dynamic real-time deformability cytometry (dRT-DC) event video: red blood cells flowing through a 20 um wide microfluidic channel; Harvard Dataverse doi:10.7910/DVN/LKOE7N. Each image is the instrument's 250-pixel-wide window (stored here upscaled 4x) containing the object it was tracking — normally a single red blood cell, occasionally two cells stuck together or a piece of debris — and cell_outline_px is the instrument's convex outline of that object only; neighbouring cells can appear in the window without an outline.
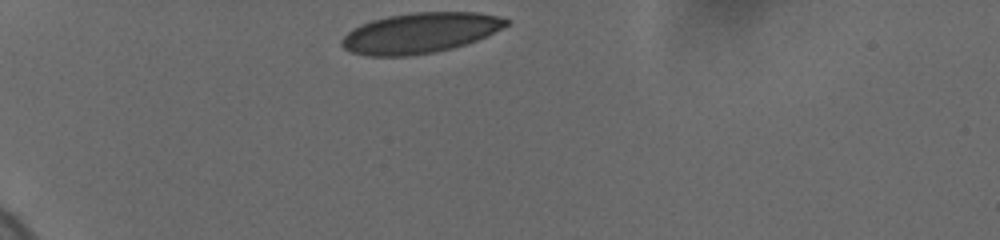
{"species": "human", "species_latin": "Homo sapiens", "temperature_condition": "cold", "stored_images_in_passage": 8, "camera_frame_rate_fps": 3000, "um_per_image_px": 0.085, "donor": {"sex": "female"}, "frame": {"image": 1, "passage_image": 1, "time_ms": 0.0, "image_size_px": [1000, 240], "cell_outline_px": [[508, 24], [476, 40], [452, 48], [436, 52], [408, 56], [368, 56], [352, 52], [344, 48], [340, 44], [340, 40], [352, 28], [360, 24], [372, 20], [388, 16], [412, 12], [480, 12], [496, 16], [508, 20]], "centroid_in_image_um": [35.64, 2.8], "position_along_channel_um": 49.4, "area_um2": 38.44}}
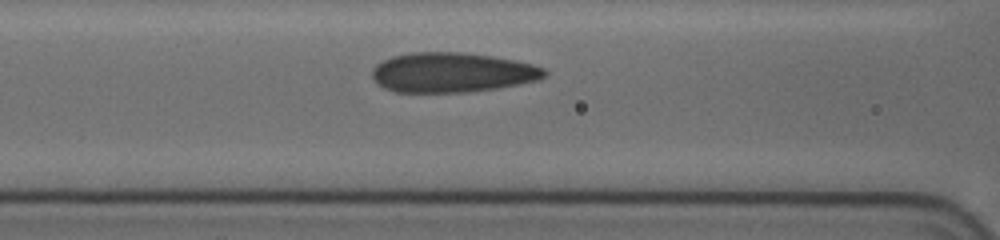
{"frame": {"image": 2, "passage_image": 6, "time_ms": 3.333, "image_size_px": [1000, 240], "cell_outline_px": [[548, 72], [544, 76], [536, 80], [496, 88], [464, 92], [396, 92], [384, 88], [372, 76], [372, 68], [376, 64], [392, 56], [412, 52], [460, 52], [492, 56], [516, 60], [532, 64], [544, 68]], "centroid_in_image_um": [38.41, 6.15], "position_along_channel_um": 128.2, "area_um2": 39.71}}
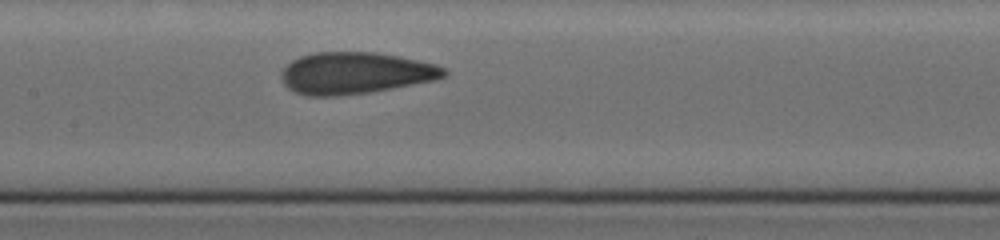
{"frame": {"image": 3, "passage_image": 8, "time_ms": 4.667, "image_size_px": [1000, 240], "cell_outline_px": [[448, 72], [444, 76], [436, 80], [392, 88], [368, 92], [340, 96], [308, 96], [296, 92], [288, 88], [280, 80], [280, 72], [292, 60], [300, 56], [316, 52], [376, 52], [400, 56], [436, 64], [444, 68]], "centroid_in_image_um": [30.18, 6.21], "position_along_channel_um": 177.2, "area_um2": 39.71}}